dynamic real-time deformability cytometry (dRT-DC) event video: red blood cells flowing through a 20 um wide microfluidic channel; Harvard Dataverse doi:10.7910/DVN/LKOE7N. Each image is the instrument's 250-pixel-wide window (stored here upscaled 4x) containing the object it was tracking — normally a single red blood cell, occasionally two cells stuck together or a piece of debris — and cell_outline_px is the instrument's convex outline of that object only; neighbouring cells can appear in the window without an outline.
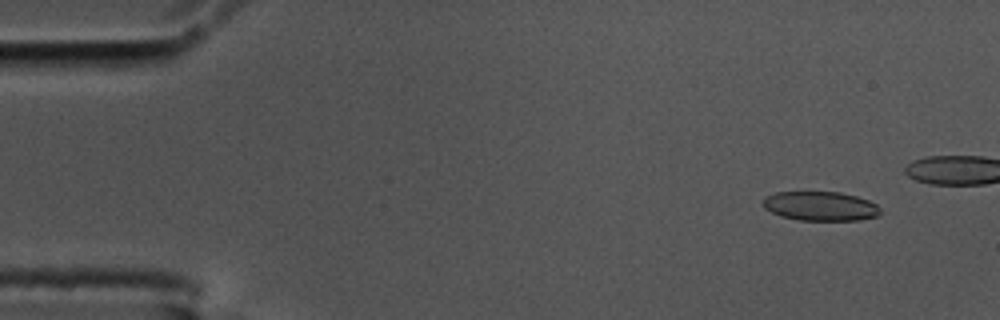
{"species": "common noctule bat (a hibernating species)", "species_latin": "Nyctalus noctula", "temperature_condition": "cold", "stored_images_in_passage": 46, "camera_frame_rate_fps": 3000, "um_per_image_px": 0.085, "animal": {"sex": "male", "body_mass_g": 17.5, "forearm_length_mm": 52.3}, "frame": {"image": 1, "passage_image": 5, "time_ms": 1.333, "image_size_px": [1000, 320], "cell_outline_px": [[880, 212], [876, 216], [860, 220], [800, 220], [780, 216], [764, 208], [764, 196], [776, 192], [840, 192], [856, 196], [868, 200], [876, 204], [880, 208]], "centroid_in_image_um": [69.73, 17.52], "position_along_channel_um": 15.3, "area_um2": 19.94}}
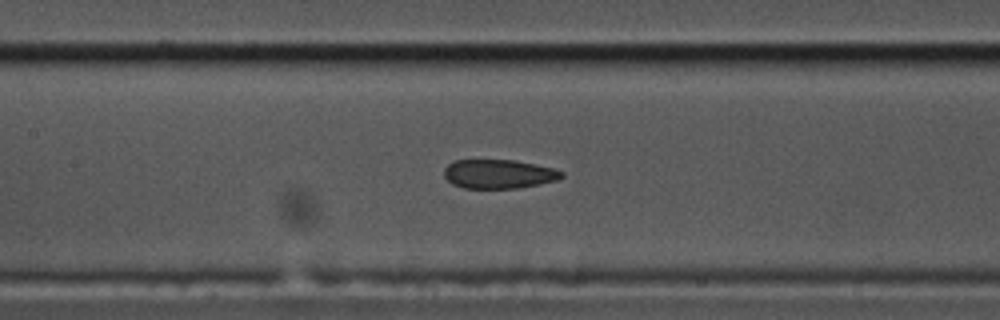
{"frame": {"image": 2, "passage_image": 26, "time_ms": 8.333, "image_size_px": [1000, 320], "cell_outline_px": [[564, 176], [556, 180], [540, 184], [516, 188], [464, 188], [452, 184], [444, 176], [444, 168], [448, 164], [456, 160], [516, 160], [536, 164], [552, 168], [564, 172]], "centroid_in_image_um": [42.39, 14.78], "position_along_channel_um": 165.0, "area_um2": 19.88}}
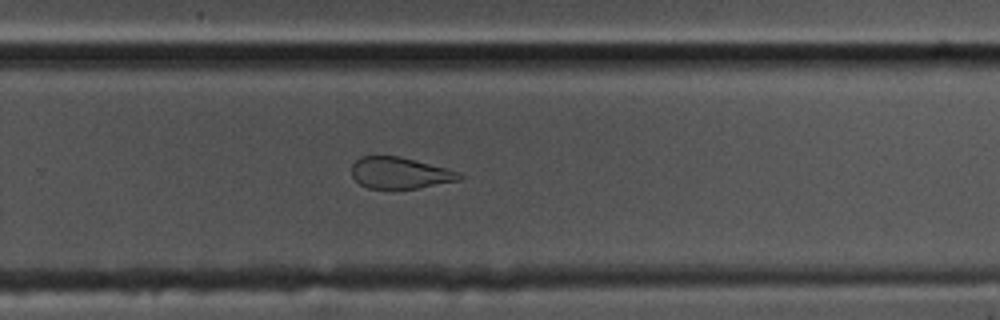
{"frame": {"image": 3, "passage_image": 37, "time_ms": 12.0, "image_size_px": [1000, 320], "cell_outline_px": [[464, 176], [460, 180], [416, 188], [368, 188], [360, 184], [352, 176], [352, 164], [360, 156], [396, 156], [460, 172]], "centroid_in_image_um": [33.96, 14.7], "position_along_channel_um": 295.8, "area_um2": 19.31}}